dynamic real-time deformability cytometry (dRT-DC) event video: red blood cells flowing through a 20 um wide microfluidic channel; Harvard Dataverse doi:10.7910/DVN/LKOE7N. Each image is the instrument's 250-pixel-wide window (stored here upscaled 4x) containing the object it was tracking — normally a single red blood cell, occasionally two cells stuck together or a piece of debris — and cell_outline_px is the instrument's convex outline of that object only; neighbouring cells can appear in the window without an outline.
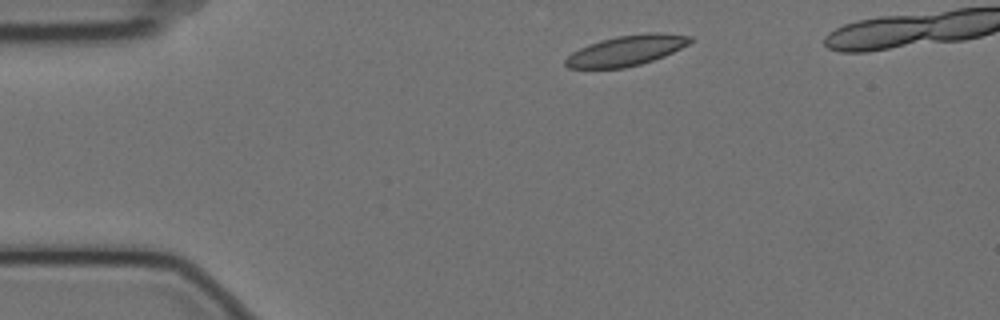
{"species": "Egyptian fruit bat (a non-hibernating species)", "species_latin": "Rousettus aegyptiacus", "temperature_condition": "cold", "stored_images_in_passage": 4, "camera_frame_rate_fps": 3000, "um_per_image_px": 0.085, "animal": {"sex": "female"}, "frame": {"image": 1, "passage_image": 1, "time_ms": 0.0, "image_size_px": [1000, 320], "cell_outline_px": [[692, 40], [688, 44], [664, 56], [640, 64], [624, 68], [568, 68], [564, 64], [564, 60], [572, 52], [588, 44], [600, 40], [616, 36], [648, 32], [664, 32], [692, 36]], "centroid_in_image_um": [53.23, 4.28], "position_along_channel_um": 31.8, "area_um2": 22.08}}